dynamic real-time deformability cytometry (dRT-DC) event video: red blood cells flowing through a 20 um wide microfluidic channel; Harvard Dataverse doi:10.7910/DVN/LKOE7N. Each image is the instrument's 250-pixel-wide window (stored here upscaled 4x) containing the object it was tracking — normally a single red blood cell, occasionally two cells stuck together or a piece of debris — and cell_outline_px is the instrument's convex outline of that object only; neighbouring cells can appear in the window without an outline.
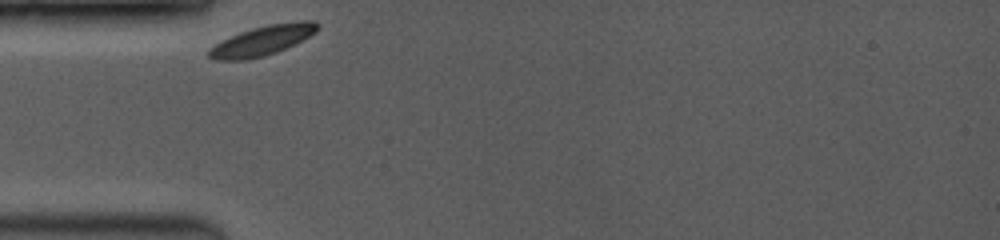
{"species": "common noctule bat (a hibernating species)", "species_latin": "Nyctalus noctula", "temperature_condition": "room temperature", "stored_images_in_passage": 29, "camera_frame_rate_fps": 3500, "um_per_image_px": 0.085, "animal": {"sex": "female", "body_mass_g": 19.0, "forearm_length_mm": 53.3}, "frame": {"image": 1, "passage_image": 1, "time_ms": 0.0, "image_size_px": [1000, 240], "cell_outline_px": [[320, 28], [316, 32], [276, 52], [264, 56], [244, 60], [216, 60], [208, 56], [208, 48], [240, 32], [252, 28], [268, 24], [300, 20], [312, 20], [320, 24]], "centroid_in_image_um": [22.32, 3.43], "position_along_channel_um": 62.7, "area_um2": 18.61}}
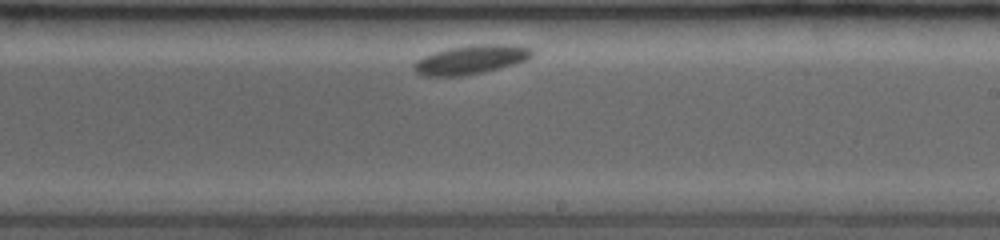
{"frame": {"image": 2, "passage_image": 17, "time_ms": 5.429, "image_size_px": [1000, 240], "cell_outline_px": [[536, 52], [528, 60], [516, 64], [484, 72], [464, 76], [424, 76], [416, 72], [412, 64], [416, 60], [424, 56], [448, 48], [472, 44], [516, 44], [532, 48]], "centroid_in_image_um": [40.1, 5.06], "position_along_channel_um": 248.9, "area_um2": 20.35}}
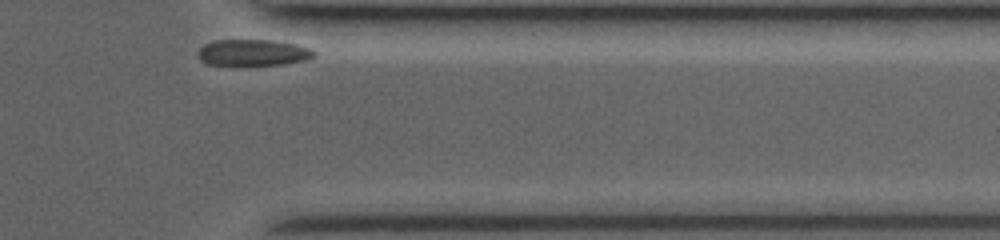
{"frame": {"image": 3, "passage_image": 29, "time_ms": 9.429, "image_size_px": [1000, 240], "cell_outline_px": [[316, 56], [308, 60], [284, 64], [208, 64], [200, 60], [200, 48], [204, 44], [216, 40], [272, 40], [296, 44], [312, 48], [316, 52]], "centroid_in_image_um": [21.6, 4.45], "position_along_channel_um": 389.8, "area_um2": 17.63}, "authors_computed_cell_mechanics": {"area_um2": 19.4786, "velocity_mm_per_s": 3.4697, "shape_relaxation_time_tau1_ms": 8.1735, "shape_relaxation_time_tau2_ms": null, "deformation_change_tau1": 0.102, "deformation_change_tau2": null}}